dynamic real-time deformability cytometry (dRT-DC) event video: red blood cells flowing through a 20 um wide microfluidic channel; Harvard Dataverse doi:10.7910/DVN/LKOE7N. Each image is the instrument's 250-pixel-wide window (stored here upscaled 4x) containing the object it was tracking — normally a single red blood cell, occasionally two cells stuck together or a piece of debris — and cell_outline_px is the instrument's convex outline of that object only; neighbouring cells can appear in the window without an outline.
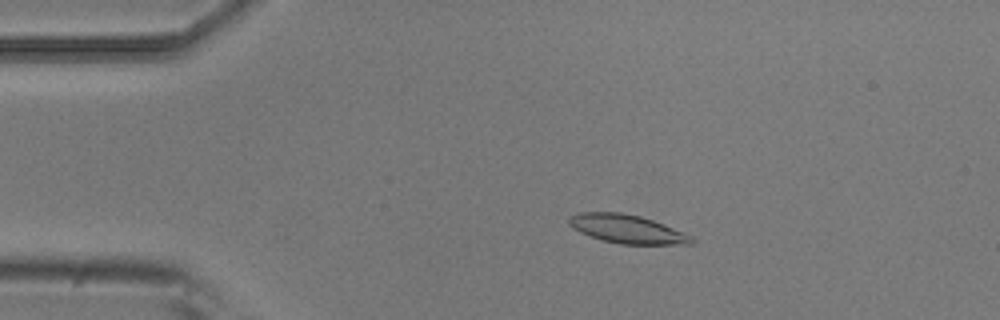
{"species": "common noctule bat (a hibernating species)", "species_latin": "Nyctalus noctula", "temperature_condition": "room temperature", "stored_images_in_passage": 5, "camera_frame_rate_fps": 3000, "um_per_image_px": 0.085, "animal": {"sex": "male", "body_mass_g": 20.5, "forearm_length_mm": 52.5}, "frame": {"image": 1, "passage_image": 3, "time_ms": 0.667, "image_size_px": [1000, 320], "cell_outline_px": [[696, 240], [692, 244], [620, 244], [604, 240], [580, 232], [572, 228], [568, 224], [568, 216], [580, 212], [620, 212], [640, 216], [664, 224], [692, 236]], "centroid_in_image_um": [53.29, 19.46], "position_along_channel_um": 31.7, "area_um2": 20.35}}
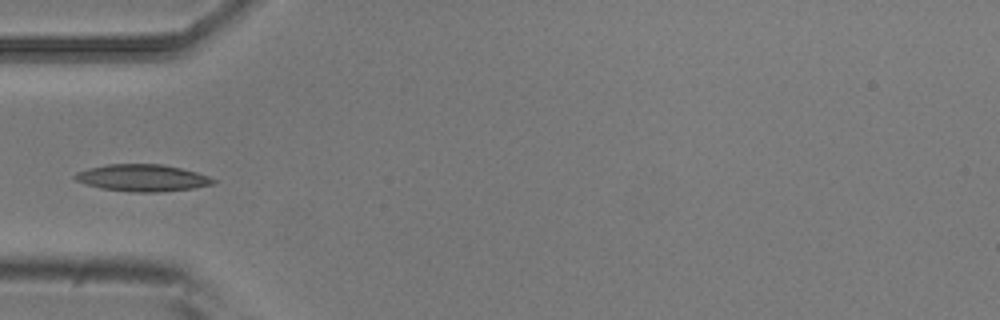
{"frame": {"image": 2, "passage_image": 5, "time_ms": 1.333, "image_size_px": [1000, 320], "cell_outline_px": [[216, 184], [192, 188], [156, 192], [132, 192], [100, 188], [76, 180], [72, 176], [76, 172], [88, 168], [108, 164], [164, 164], [196, 172], [208, 176], [216, 180]], "centroid_in_image_um": [12.1, 15.11], "position_along_channel_um": 72.9, "area_um2": 21.62}}